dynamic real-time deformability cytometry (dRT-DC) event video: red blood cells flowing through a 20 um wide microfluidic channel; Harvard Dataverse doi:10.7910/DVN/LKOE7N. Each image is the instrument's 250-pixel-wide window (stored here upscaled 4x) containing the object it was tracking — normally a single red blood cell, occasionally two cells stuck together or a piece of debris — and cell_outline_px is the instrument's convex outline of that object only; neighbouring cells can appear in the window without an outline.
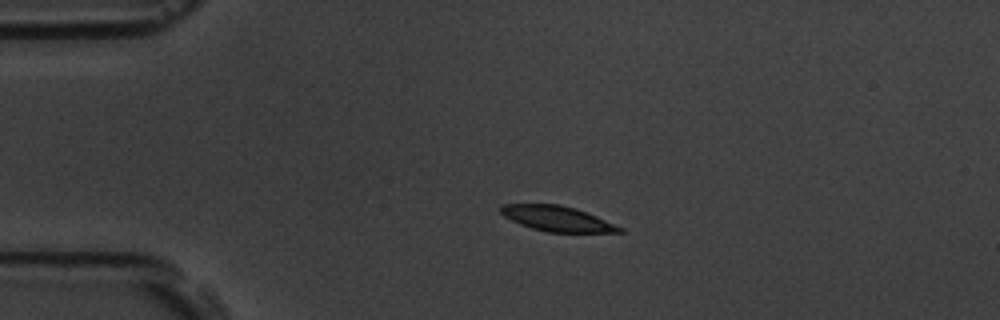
{"species": "common noctule bat (a hibernating species)", "species_latin": "Nyctalus noctula", "temperature_condition": "room temperature", "stored_images_in_passage": 43, "camera_frame_rate_fps": 3000, "um_per_image_px": 0.085, "animal": {"sex": "male", "body_mass_g": 19.5, "forearm_length_mm": 54.6}, "frame": {"image": 1, "passage_image": 1, "time_ms": 0.0, "image_size_px": [1000, 320], "cell_outline_px": [[624, 232], [548, 232], [532, 228], [520, 224], [504, 216], [500, 212], [500, 204], [560, 204], [576, 208], [596, 216], [624, 228]], "centroid_in_image_um": [47.35, 18.57], "position_along_channel_um": 37.6, "area_um2": 17.4}}
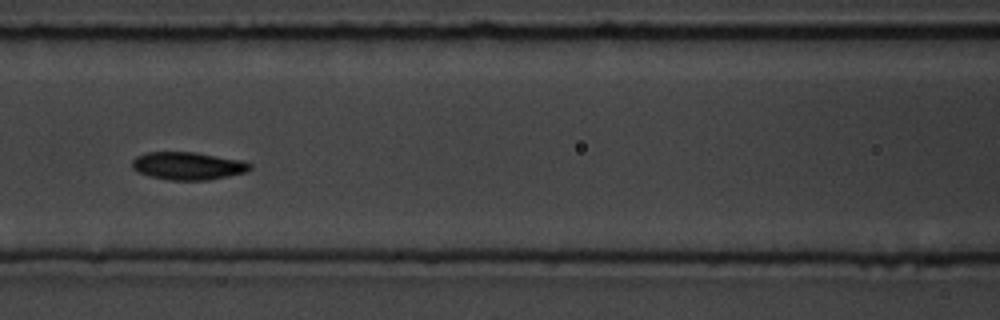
{"frame": {"image": 2, "passage_image": 13, "time_ms": 4.0, "image_size_px": [1000, 320], "cell_outline_px": [[252, 168], [244, 172], [228, 176], [208, 180], [168, 180], [152, 176], [140, 172], [132, 168], [132, 160], [136, 156], [148, 152], [196, 152], [244, 160], [252, 164]], "centroid_in_image_um": [16.01, 14.09], "position_along_channel_um": 150.6, "area_um2": 19.07}}
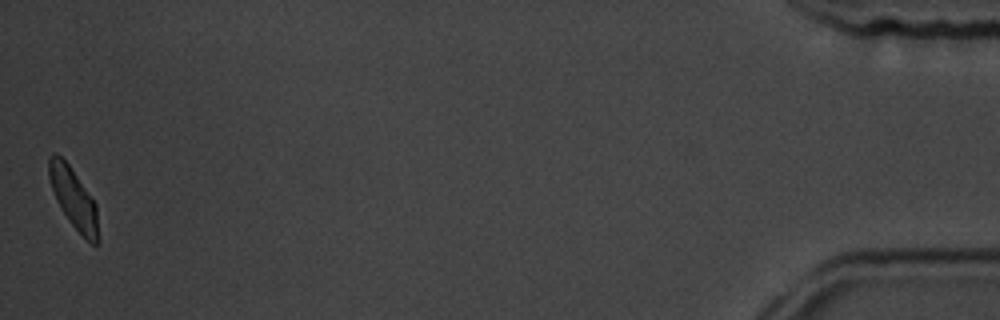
{"frame": {"image": 3, "passage_image": 43, "time_ms": 14.0, "image_size_px": [1000, 320], "cell_outline_px": [[100, 244], [92, 244], [68, 220], [60, 208], [56, 200], [48, 176], [48, 156], [52, 152], [56, 152], [68, 164], [96, 204], [100, 240]], "centroid_in_image_um": [6.25, 16.86], "position_along_channel_um": 429.0, "area_um2": 17.28}, "authors_computed_cell_mechanics": {"area_um2": 18.3804, "velocity_mm_per_s": 3.734, "shape_relaxation_time_tau1_ms": 2.2469, "shape_relaxation_time_tau2_ms": 3.5619, "deformation_change_tau1": 0.1168, "deformation_change_tau2": 0.0788}}